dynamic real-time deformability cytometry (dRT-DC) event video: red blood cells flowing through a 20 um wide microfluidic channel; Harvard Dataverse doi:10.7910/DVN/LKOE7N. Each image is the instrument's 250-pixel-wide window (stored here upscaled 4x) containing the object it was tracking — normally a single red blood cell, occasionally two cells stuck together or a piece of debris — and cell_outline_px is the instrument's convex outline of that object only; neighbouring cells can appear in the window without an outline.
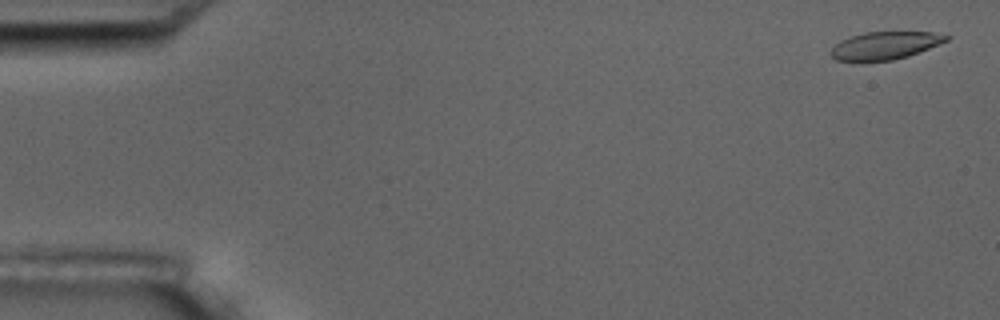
{"species": "common noctule bat (a hibernating species)", "species_latin": "Nyctalus noctula", "temperature_condition": "room temperature", "stored_images_in_passage": 4, "camera_frame_rate_fps": 3000, "um_per_image_px": 0.085, "animal": {"sex": "male", "body_mass_g": 17.5, "forearm_length_mm": 52.3}, "frame": {"image": 1, "passage_image": 1, "time_ms": 0.0, "image_size_px": [1000, 320], "cell_outline_px": [[952, 36], [948, 40], [940, 44], [908, 56], [892, 60], [836, 60], [832, 56], [832, 48], [840, 40], [864, 32], [932, 32]], "centroid_in_image_um": [75.28, 3.85], "position_along_channel_um": 9.7, "area_um2": 18.32}}
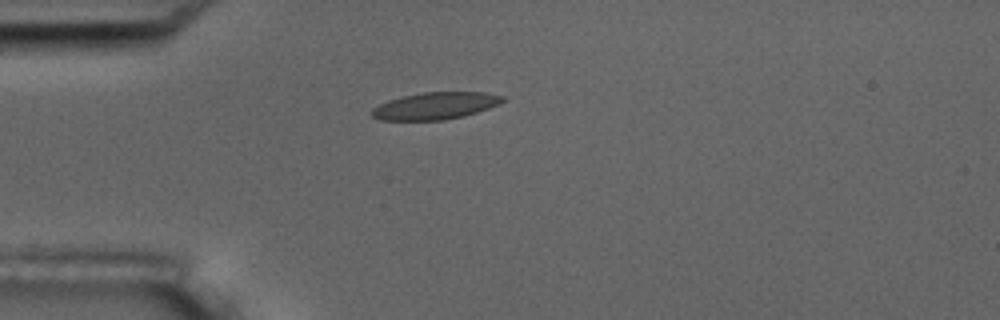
{"frame": {"image": 2, "passage_image": 4, "time_ms": 4.333, "image_size_px": [1000, 320], "cell_outline_px": [[504, 100], [500, 104], [464, 116], [444, 120], [380, 120], [372, 116], [368, 112], [372, 108], [388, 100], [404, 96], [424, 92], [488, 92], [504, 96]], "centroid_in_image_um": [36.99, 8.99], "position_along_channel_um": 48.0, "area_um2": 20.69}}